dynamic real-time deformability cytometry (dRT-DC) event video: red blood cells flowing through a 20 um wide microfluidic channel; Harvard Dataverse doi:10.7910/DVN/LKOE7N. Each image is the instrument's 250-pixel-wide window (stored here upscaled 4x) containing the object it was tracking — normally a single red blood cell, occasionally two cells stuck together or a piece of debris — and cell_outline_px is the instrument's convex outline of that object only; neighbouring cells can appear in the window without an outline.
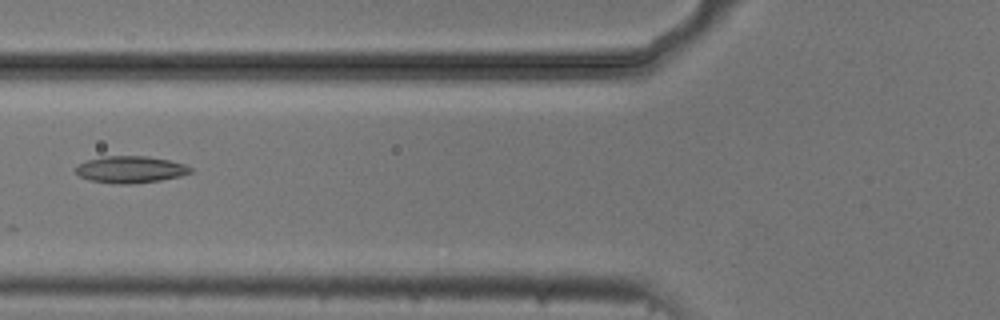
{"species": "common noctule bat (a hibernating species)", "species_latin": "Nyctalus noctula", "temperature_condition": "cold", "stored_images_in_passage": 2, "camera_frame_rate_fps": 3000, "um_per_image_px": 0.085, "animal": {"sex": "male", "body_mass_g": 20.5, "forearm_length_mm": 52.5}, "frame": {"image": 1, "passage_image": 2, "time_ms": 0.333, "image_size_px": [1000, 320], "cell_outline_px": [[192, 172], [180, 176], [160, 180], [128, 184], [116, 184], [88, 180], [80, 176], [76, 172], [76, 164], [88, 160], [104, 156], [148, 156], [168, 160], [184, 164], [192, 168]], "centroid_in_image_um": [11.07, 14.4], "position_along_channel_um": 114.7, "area_um2": 17.92}}